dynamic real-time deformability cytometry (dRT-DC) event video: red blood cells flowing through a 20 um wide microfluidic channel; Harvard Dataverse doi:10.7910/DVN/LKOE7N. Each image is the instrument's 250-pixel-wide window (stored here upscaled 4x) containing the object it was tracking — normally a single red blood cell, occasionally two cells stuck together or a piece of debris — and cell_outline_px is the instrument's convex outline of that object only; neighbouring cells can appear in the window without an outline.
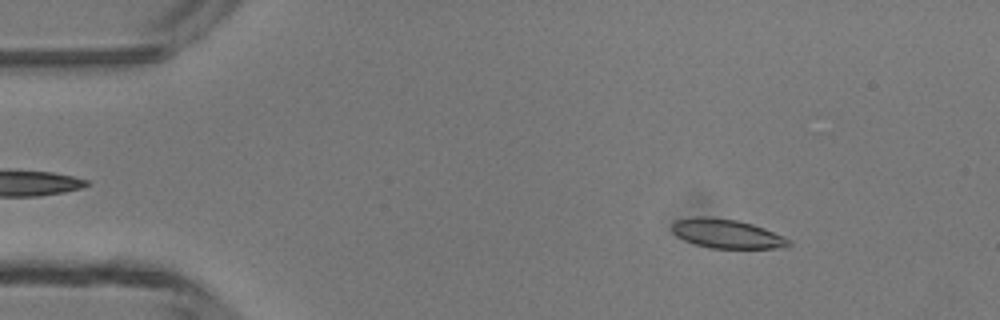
{"species": "common noctule bat (a hibernating species)", "species_latin": "Nyctalus noctula", "temperature_condition": "room temperature", "stored_images_in_passage": 3, "camera_frame_rate_fps": 3000, "um_per_image_px": 0.085, "animal": {"sex": "male", "body_mass_g": 13.3}, "frame": {"image": 1, "passage_image": 1, "time_ms": 0.0, "image_size_px": [1000, 320], "cell_outline_px": [[792, 244], [788, 248], [712, 248], [696, 244], [684, 240], [676, 236], [672, 232], [672, 224], [676, 220], [692, 216], [708, 216], [736, 220], [752, 224], [764, 228], [784, 236], [792, 240]], "centroid_in_image_um": [61.8, 19.86], "position_along_channel_um": 23.2, "area_um2": 20.0}}
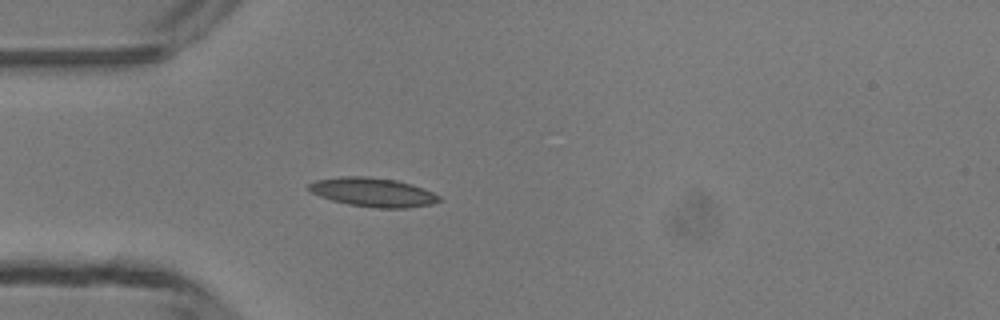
{"frame": {"image": 2, "passage_image": 3, "time_ms": 2.333, "image_size_px": [1000, 320], "cell_outline_px": [[444, 200], [432, 204], [408, 208], [376, 208], [348, 204], [332, 200], [308, 192], [308, 184], [316, 180], [340, 176], [368, 176], [396, 180], [412, 184], [424, 188], [440, 196]], "centroid_in_image_um": [31.71, 16.34], "position_along_channel_um": 53.3, "area_um2": 22.25}}